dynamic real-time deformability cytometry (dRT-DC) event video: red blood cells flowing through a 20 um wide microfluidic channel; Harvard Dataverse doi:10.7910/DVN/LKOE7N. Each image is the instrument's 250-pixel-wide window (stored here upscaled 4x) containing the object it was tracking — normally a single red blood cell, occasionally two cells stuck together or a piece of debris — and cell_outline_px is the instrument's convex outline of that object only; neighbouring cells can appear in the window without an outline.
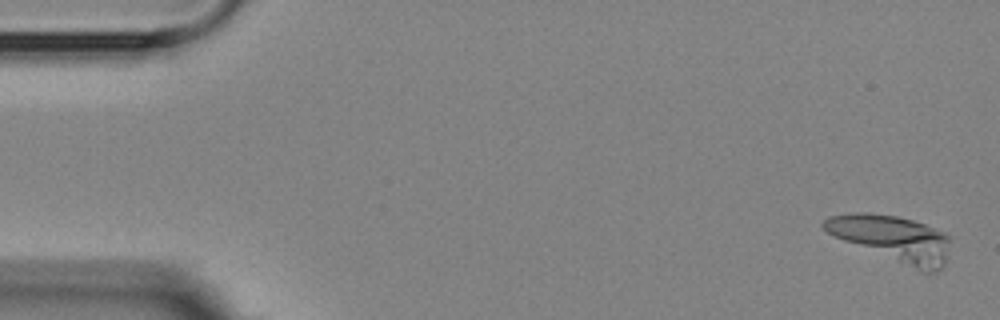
{"species": "Egyptian fruit bat (a non-hibernating species)", "species_latin": "Rousettus aegyptiacus", "temperature_condition": "room temperature", "stored_images_in_passage": 6, "camera_frame_rate_fps": 3000, "um_per_image_px": 0.085, "animal": {"sex": "female"}, "frame": {"image": 1, "passage_image": 1, "time_ms": 0.0, "image_size_px": [1000, 320], "cell_outline_px": [[948, 240], [944, 264], [936, 272], [920, 272], [844, 240], [828, 232], [820, 224], [828, 216], [856, 212], [864, 212], [896, 216], [912, 220], [924, 224], [944, 232], [948, 236]], "centroid_in_image_um": [75.85, 20.27], "position_along_channel_um": 9.2, "area_um2": 33.35}}
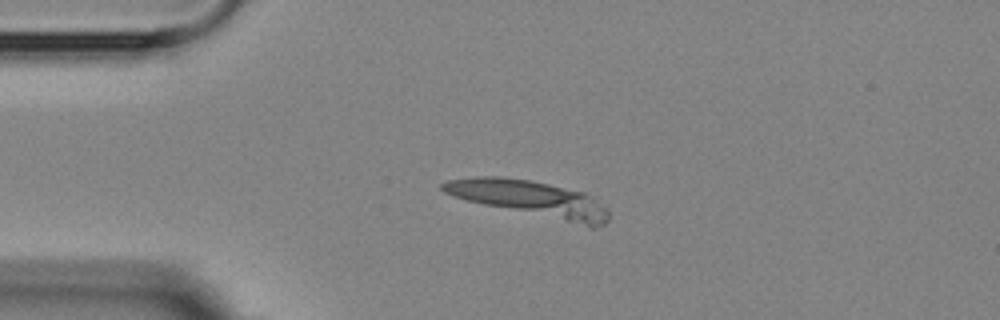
{"frame": {"image": 2, "passage_image": 4, "time_ms": 3.667, "image_size_px": [1000, 320], "cell_outline_px": [[608, 220], [604, 224], [592, 228], [484, 204], [468, 200], [444, 192], [440, 188], [440, 184], [448, 180], [476, 176], [500, 176], [528, 180], [548, 184], [584, 192], [596, 196], [608, 212]], "centroid_in_image_um": [45.12, 16.89], "position_along_channel_um": 39.9, "area_um2": 34.62}}